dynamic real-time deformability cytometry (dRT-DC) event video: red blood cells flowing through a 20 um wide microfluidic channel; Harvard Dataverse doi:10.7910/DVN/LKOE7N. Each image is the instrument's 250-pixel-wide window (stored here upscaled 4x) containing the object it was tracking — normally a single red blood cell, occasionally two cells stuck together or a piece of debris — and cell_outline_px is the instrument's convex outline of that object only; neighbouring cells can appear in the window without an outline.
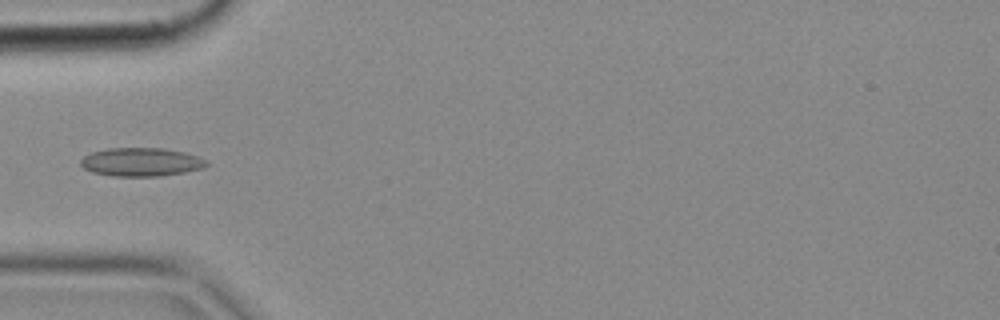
{"species": "common noctule bat (a hibernating species)", "species_latin": "Nyctalus noctula", "temperature_condition": "cold", "stored_images_in_passage": 6, "camera_frame_rate_fps": 3000, "um_per_image_px": 0.085, "animal": {"sex": "female", "body_mass_g": 18.4}, "frame": {"image": 1, "passage_image": 5, "time_ms": 1.333, "image_size_px": [1000, 320], "cell_outline_px": [[208, 164], [204, 168], [184, 172], [160, 176], [112, 176], [92, 172], [84, 168], [80, 164], [80, 160], [84, 156], [92, 152], [108, 148], [164, 148], [184, 152], [208, 160]], "centroid_in_image_um": [12.0, 13.77], "position_along_channel_um": 73.0, "area_um2": 20.92}}
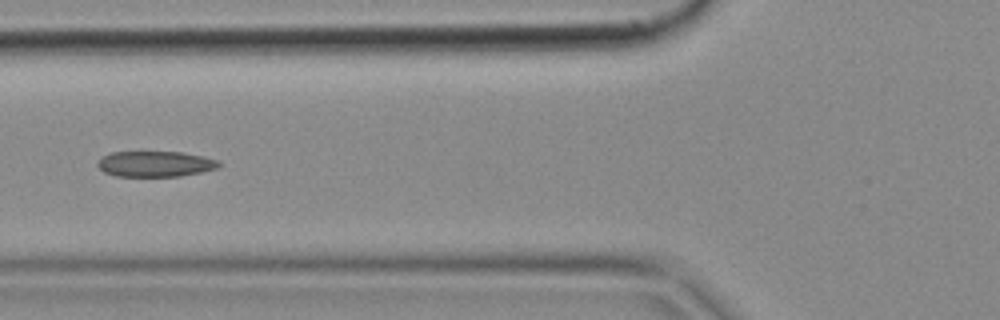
{"frame": {"image": 2, "passage_image": 6, "time_ms": 1.667, "image_size_px": [1000, 320], "cell_outline_px": [[220, 164], [216, 168], [200, 172], [180, 176], [116, 176], [104, 172], [96, 164], [96, 160], [112, 152], [184, 152], [204, 156], [220, 160]], "centroid_in_image_um": [13.19, 13.93], "position_along_channel_um": 112.6, "area_um2": 18.15}}